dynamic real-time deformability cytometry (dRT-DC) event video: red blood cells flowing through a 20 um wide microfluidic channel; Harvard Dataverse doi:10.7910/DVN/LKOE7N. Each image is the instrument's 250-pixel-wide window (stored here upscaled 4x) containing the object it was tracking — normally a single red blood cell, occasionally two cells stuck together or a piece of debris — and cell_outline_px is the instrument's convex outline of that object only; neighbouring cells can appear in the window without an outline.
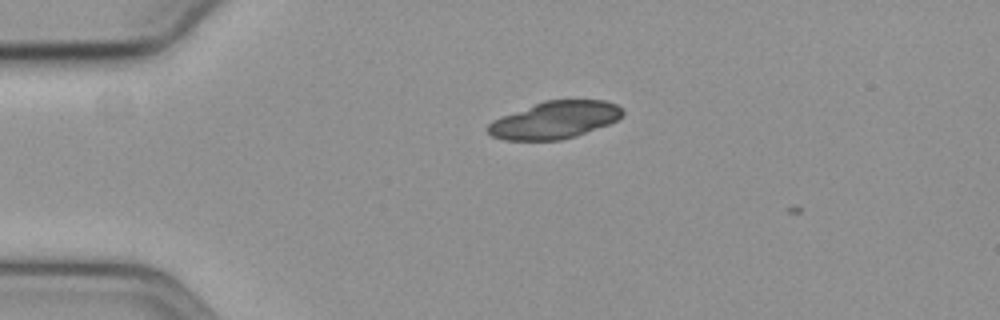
{"species": "common noctule bat (a hibernating species)", "species_latin": "Nyctalus noctula", "temperature_condition": "cold", "stored_images_in_passage": 2, "camera_frame_rate_fps": 3000, "um_per_image_px": 0.085, "animal": {"sex": "female", "body_mass_g": 19.3, "forearm_length_mm": 54.1}, "frame": {"image": 1, "passage_image": 1, "time_ms": 0.0, "image_size_px": [1000, 320], "cell_outline_px": [[624, 112], [616, 120], [608, 124], [560, 140], [504, 140], [492, 136], [484, 128], [492, 120], [500, 116], [544, 100], [604, 100], [616, 104]], "centroid_in_image_um": [47.07, 10.19], "position_along_channel_um": 37.9, "area_um2": 29.02}}